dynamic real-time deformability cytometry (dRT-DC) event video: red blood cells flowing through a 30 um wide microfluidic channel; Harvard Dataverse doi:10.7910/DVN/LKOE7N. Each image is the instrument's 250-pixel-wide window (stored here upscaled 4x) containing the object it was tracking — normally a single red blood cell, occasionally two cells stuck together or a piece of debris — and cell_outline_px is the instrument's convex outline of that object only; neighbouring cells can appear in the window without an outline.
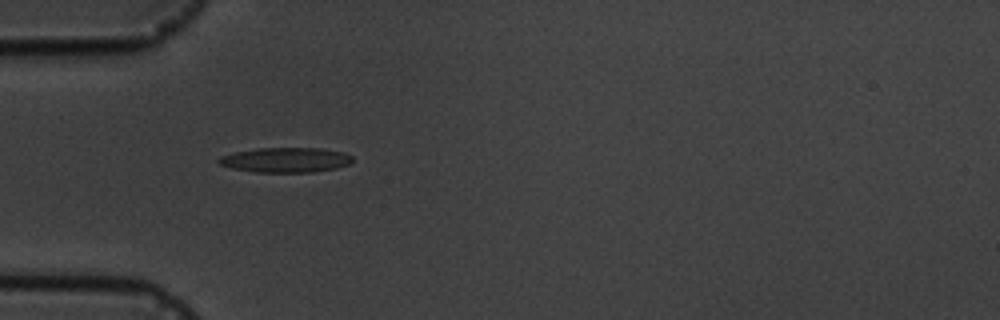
{"species": "common noctule bat (a hibernating species)", "species_latin": "Nyctalus noctula", "temperature_condition": "cold", "stored_images_in_passage": 2, "camera_frame_rate_fps": 3000, "um_per_image_px": 0.085, "animal": {"sex": "male", "body_mass_g": 19.5, "forearm_length_mm": 54.6}, "frame": {"image": 1, "passage_image": 1, "time_ms": 0.0, "image_size_px": [1000, 320], "cell_outline_px": [[352, 164], [336, 168], [312, 172], [256, 172], [232, 168], [220, 164], [216, 160], [220, 156], [236, 152], [260, 148], [320, 148], [344, 152], [352, 156]], "centroid_in_image_um": [24.31, 13.59], "position_along_channel_um": 60.7, "area_um2": 19.36}}
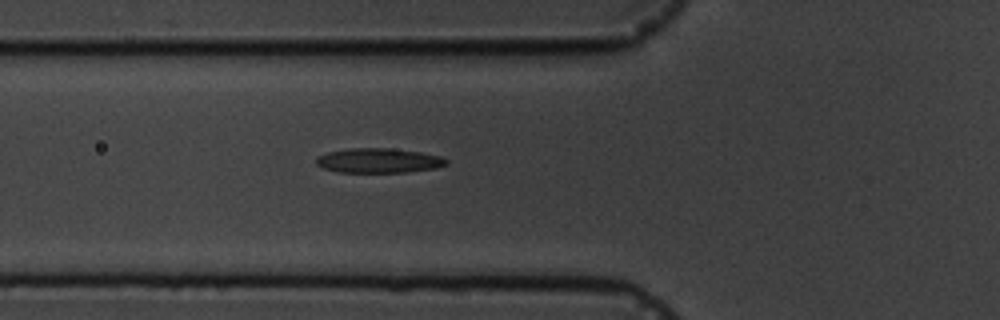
{"frame": {"image": 2, "passage_image": 2, "time_ms": 1.0, "image_size_px": [1000, 320], "cell_outline_px": [[448, 164], [436, 168], [408, 172], [340, 172], [324, 168], [316, 164], [316, 156], [328, 152], [352, 148], [388, 148], [420, 152], [440, 156], [448, 160]], "centroid_in_image_um": [32.2, 13.65], "position_along_channel_um": 93.6, "area_um2": 18.61}}